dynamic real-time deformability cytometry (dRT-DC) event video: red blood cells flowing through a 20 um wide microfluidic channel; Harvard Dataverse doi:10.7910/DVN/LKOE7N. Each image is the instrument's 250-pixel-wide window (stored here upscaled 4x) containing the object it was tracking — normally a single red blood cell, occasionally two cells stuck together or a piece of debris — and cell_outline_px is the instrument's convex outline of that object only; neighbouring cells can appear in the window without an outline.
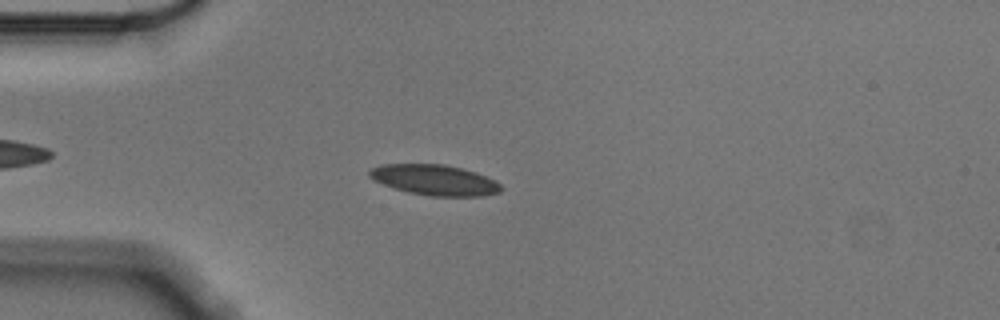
{"species": "Egyptian fruit bat (a non-hibernating species)", "species_latin": "Rousettus aegyptiacus", "temperature_condition": "cold", "stored_images_in_passage": 50, "camera_frame_rate_fps": 3000, "um_per_image_px": 0.085, "animal": {"sex": "male"}, "frame": {"image": 1, "passage_image": 9, "time_ms": 2.667, "image_size_px": [1000, 320], "cell_outline_px": [[504, 188], [500, 192], [484, 196], [428, 196], [408, 192], [384, 184], [368, 176], [368, 172], [372, 168], [380, 164], [444, 164], [476, 172], [496, 180]], "centroid_in_image_um": [36.99, 15.3], "position_along_channel_um": 48.0, "area_um2": 23.41}}
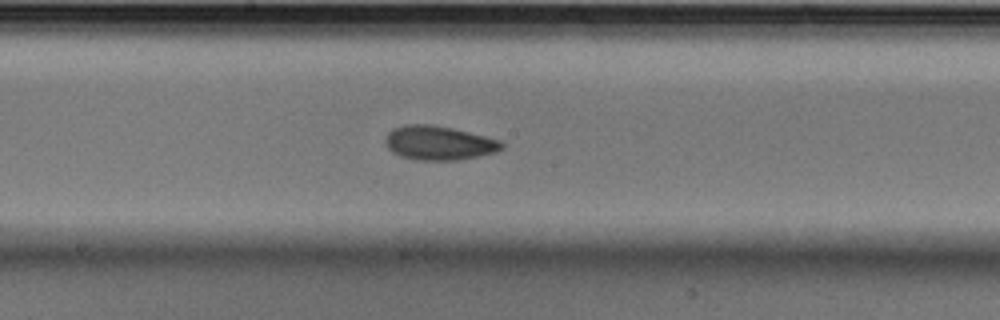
{"frame": {"image": 2, "passage_image": 24, "time_ms": 7.667, "image_size_px": [1000, 320], "cell_outline_px": [[504, 148], [496, 152], [460, 160], [416, 160], [400, 156], [392, 152], [384, 144], [384, 140], [388, 132], [392, 128], [404, 124], [432, 124], [452, 128], [500, 140], [504, 144]], "centroid_in_image_um": [37.27, 12.15], "position_along_channel_um": 210.9, "area_um2": 23.35}}
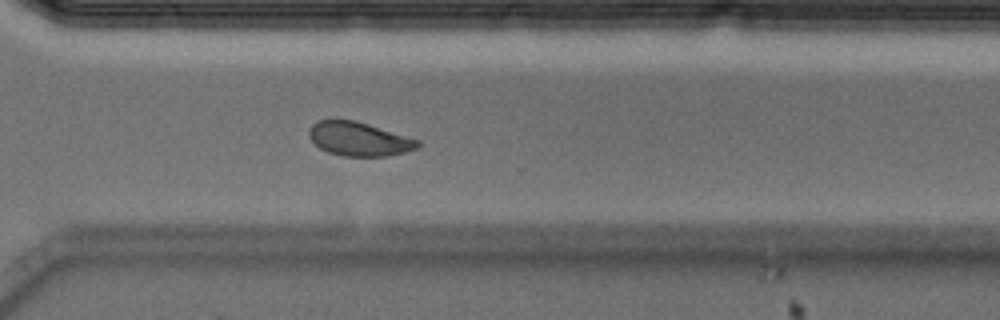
{"frame": {"image": 3, "passage_image": 35, "time_ms": 11.333, "image_size_px": [1000, 320], "cell_outline_px": [[420, 144], [416, 148], [404, 152], [388, 156], [344, 156], [328, 152], [320, 148], [308, 136], [308, 128], [316, 120], [352, 120], [368, 124], [420, 140]], "centroid_in_image_um": [30.49, 11.81], "position_along_channel_um": 340.1, "area_um2": 21.33}, "authors_computed_cell_mechanics": {"area_um2": 22.542, "velocity_mm_per_s": 3.5314, "shape_relaxation_time_tau1_ms": 3.8787, "shape_relaxation_time_tau2_ms": 1.6623, "deformation_change_tau1": 0.1065, "deformation_change_tau2": 0.0653}}